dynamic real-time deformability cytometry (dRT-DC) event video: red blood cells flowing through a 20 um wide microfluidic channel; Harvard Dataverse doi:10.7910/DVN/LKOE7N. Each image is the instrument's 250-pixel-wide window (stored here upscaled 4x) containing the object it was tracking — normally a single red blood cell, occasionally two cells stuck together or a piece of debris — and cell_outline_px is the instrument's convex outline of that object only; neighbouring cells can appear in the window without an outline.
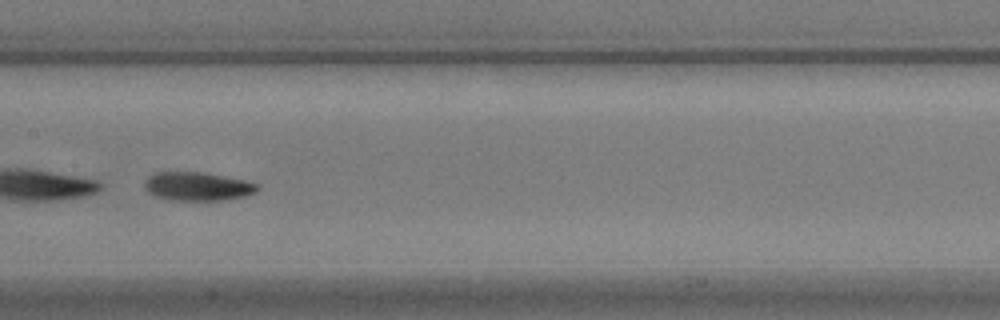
{"species": "common noctule bat (a hibernating species)", "species_latin": "Nyctalus noctula", "temperature_condition": "warm", "stored_images_in_passage": 33, "camera_frame_rate_fps": 3000, "um_per_image_px": 0.085, "animal": {"sex": "male", "body_mass_g": 17.9}, "frame": {"image": 1, "passage_image": 15, "time_ms": 4.667, "image_size_px": [1000, 320], "cell_outline_px": [[260, 188], [256, 192], [244, 196], [224, 200], [168, 200], [156, 196], [148, 192], [144, 188], [144, 180], [148, 176], [156, 172], [204, 172], [244, 180], [260, 184]], "centroid_in_image_um": [16.78, 15.84], "position_along_channel_um": 190.6, "area_um2": 18.96}, "authors_computed_cell_mechanics": {"area_um2": 18.9006, "velocity_mm_per_s": 3.6567, "shape_relaxation_time_tau1_ms": 0.7577, "shape_relaxation_time_tau2_ms": 6.862, "deformation_change_tau1": 0.2782, "deformation_change_tau2": 0.1201}}